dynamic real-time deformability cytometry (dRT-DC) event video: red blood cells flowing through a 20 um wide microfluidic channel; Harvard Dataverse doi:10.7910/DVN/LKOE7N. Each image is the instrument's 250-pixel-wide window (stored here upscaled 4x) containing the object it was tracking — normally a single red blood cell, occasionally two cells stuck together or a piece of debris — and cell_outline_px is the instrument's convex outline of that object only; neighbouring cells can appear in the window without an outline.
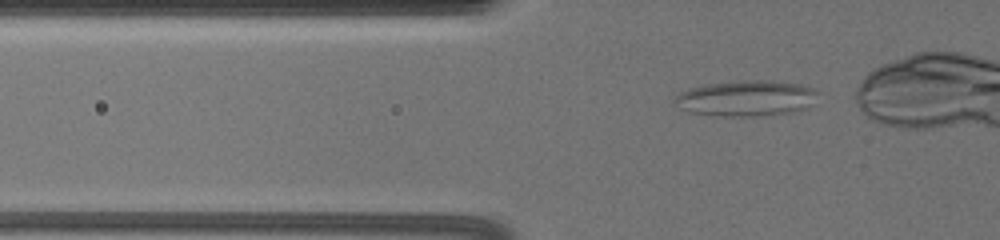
{"species": "common noctule bat (a hibernating species)", "species_latin": "Nyctalus noctula", "temperature_condition": "warm", "stored_images_in_passage": 35, "camera_frame_rate_fps": 3000, "um_per_image_px": 0.085, "animal": {"sex": "female", "body_mass_g": 19.5, "forearm_length_mm": 54.1}, "frame": {"image": 1, "passage_image": 2, "time_ms": 0.333, "image_size_px": [1000, 240], "cell_outline_px": [[820, 92], [812, 104], [804, 108], [792, 112], [760, 116], [716, 116], [688, 112], [680, 108], [672, 100], [680, 92], [688, 88], [708, 84], [756, 80], [768, 80], [800, 84], [812, 88]], "centroid_in_image_um": [63.42, 8.36], "position_along_channel_um": 62.4, "area_um2": 29.82}}
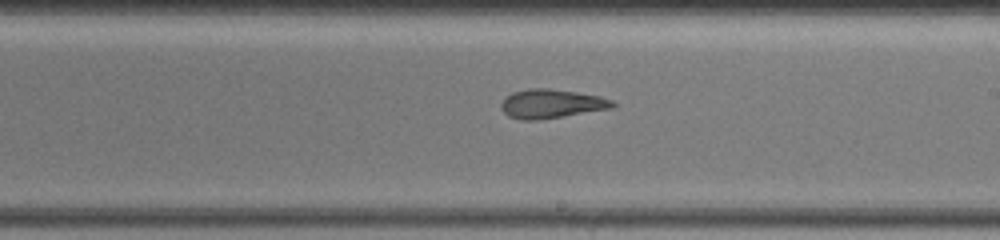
{"frame": {"image": 2, "passage_image": 19, "time_ms": 6.0, "image_size_px": [1000, 240], "cell_outline_px": [[616, 108], [540, 120], [520, 120], [508, 116], [500, 108], [500, 104], [504, 96], [512, 92], [532, 88], [548, 88], [576, 92], [600, 96], [612, 100], [616, 104]], "centroid_in_image_um": [46.87, 8.83], "position_along_channel_um": 242.1, "area_um2": 19.19}}
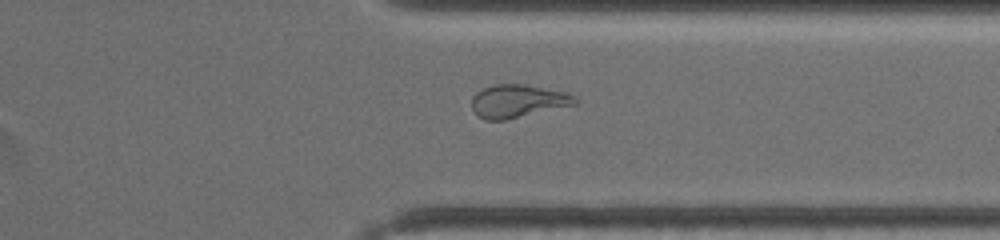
{"frame": {"image": 3, "passage_image": 30, "time_ms": 9.667, "image_size_px": [1000, 240], "cell_outline_px": [[576, 104], [504, 120], [484, 120], [472, 108], [472, 96], [476, 92], [484, 88], [496, 84], [524, 84], [564, 92], [572, 96], [576, 100]], "centroid_in_image_um": [43.96, 8.59], "position_along_channel_um": 367.4, "area_um2": 19.42}}